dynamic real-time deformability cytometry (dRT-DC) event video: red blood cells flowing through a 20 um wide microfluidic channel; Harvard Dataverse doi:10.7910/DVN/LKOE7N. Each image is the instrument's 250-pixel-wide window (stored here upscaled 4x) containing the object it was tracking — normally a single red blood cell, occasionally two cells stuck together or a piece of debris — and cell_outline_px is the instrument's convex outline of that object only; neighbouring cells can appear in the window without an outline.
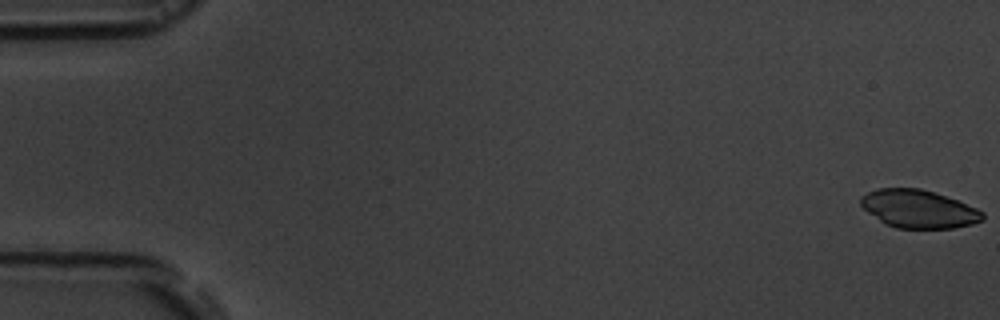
{"species": "common noctule bat (a hibernating species)", "species_latin": "Nyctalus noctula", "temperature_condition": "room temperature", "stored_images_in_passage": 56, "camera_frame_rate_fps": 3000, "um_per_image_px": 0.085, "animal": {"sex": "male", "body_mass_g": 19.5, "forearm_length_mm": 54.6}, "frame": {"image": 1, "passage_image": 1, "time_ms": 0.0, "image_size_px": [1000, 320], "cell_outline_px": [[984, 220], [972, 224], [952, 228], [896, 228], [884, 224], [868, 212], [860, 204], [860, 196], [876, 188], [920, 188], [956, 200], [976, 208], [984, 212]], "centroid_in_image_um": [78.06, 17.76], "position_along_channel_um": 6.9, "area_um2": 26.93}}
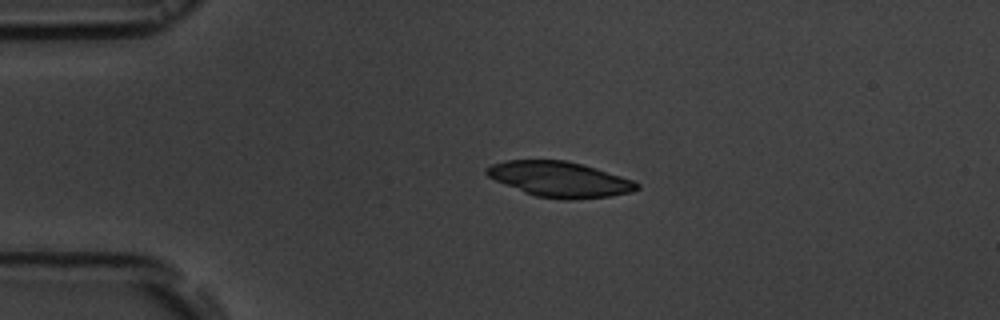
{"frame": {"image": 2, "passage_image": 13, "time_ms": 4.0, "image_size_px": [1000, 320], "cell_outline_px": [[640, 188], [632, 192], [612, 196], [572, 200], [564, 200], [536, 196], [524, 192], [496, 180], [488, 176], [484, 172], [484, 168], [492, 164], [504, 160], [564, 160], [584, 164], [632, 180], [640, 184]], "centroid_in_image_um": [47.58, 15.24], "position_along_channel_um": 37.4, "area_um2": 31.04}}